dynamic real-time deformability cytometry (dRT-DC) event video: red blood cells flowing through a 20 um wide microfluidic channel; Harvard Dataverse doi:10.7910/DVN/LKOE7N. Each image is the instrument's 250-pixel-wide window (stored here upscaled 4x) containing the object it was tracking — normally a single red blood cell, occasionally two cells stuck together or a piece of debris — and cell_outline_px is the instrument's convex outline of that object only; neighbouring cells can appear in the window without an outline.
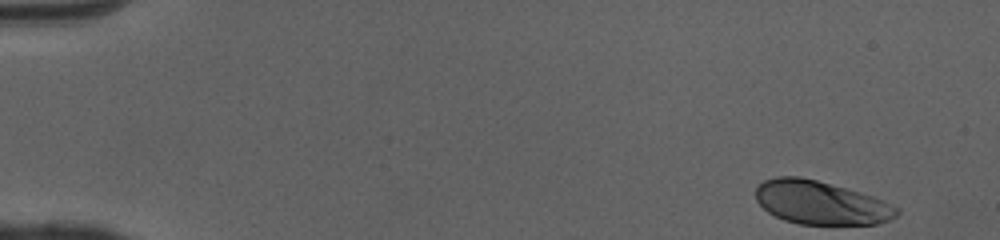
{"species": "human", "species_latin": "Homo sapiens", "temperature_condition": "cold", "stored_images_in_passage": 43, "camera_frame_rate_fps": 3000, "um_per_image_px": 0.085, "donor": {"sex": "female"}, "frame": {"image": 1, "passage_image": 1, "time_ms": 0.0, "image_size_px": [1000, 240], "cell_outline_px": [[900, 212], [896, 216], [888, 220], [876, 224], [800, 224], [784, 220], [768, 212], [756, 200], [756, 188], [764, 180], [776, 176], [800, 176], [816, 180], [872, 196], [900, 208]], "centroid_in_image_um": [69.75, 17.23], "position_along_channel_um": 15.2, "area_um2": 35.43}}
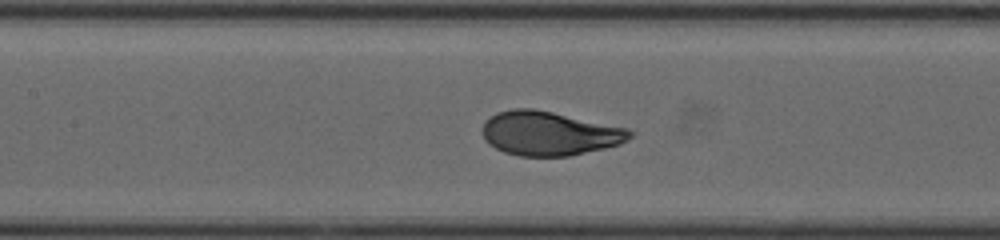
{"frame": {"image": 2, "passage_image": 22, "time_ms": 7.0, "image_size_px": [1000, 240], "cell_outline_px": [[632, 136], [628, 140], [620, 144], [604, 148], [568, 156], [520, 156], [504, 152], [488, 144], [484, 140], [484, 120], [496, 112], [512, 108], [532, 108], [552, 112], [628, 128], [632, 132]], "centroid_in_image_um": [46.67, 11.33], "position_along_channel_um": 160.7, "area_um2": 37.8}}
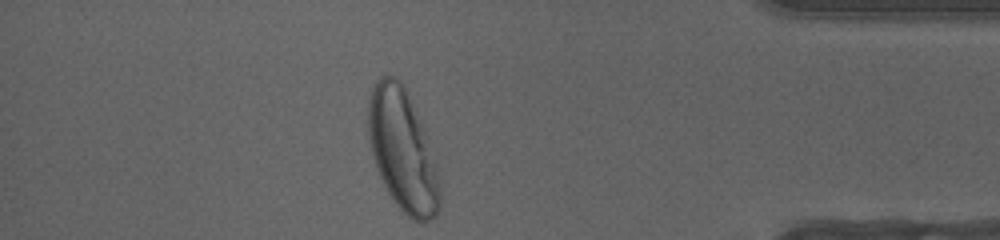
{"frame": {"image": 3, "passage_image": 42, "time_ms": 13.667, "image_size_px": [1000, 240], "cell_outline_px": [[440, 204], [436, 216], [432, 220], [412, 220], [396, 204], [388, 192], [380, 176], [372, 152], [368, 132], [368, 100], [372, 88], [376, 80], [380, 76], [388, 72], [396, 76], [404, 84], [408, 92], [428, 136], [436, 164], [440, 180]], "centroid_in_image_um": [34.23, 12.71], "position_along_channel_um": 401.0, "area_um2": 51.1}, "authors_computed_cell_mechanics": {"area_um2": 37.7434, "velocity_mm_per_s": 4.0659, "shape_relaxation_time_tau1_ms": 3.2445, "shape_relaxation_time_tau2_ms": null, "deformation_change_tau1": 0.1744, "deformation_change_tau2": null}}